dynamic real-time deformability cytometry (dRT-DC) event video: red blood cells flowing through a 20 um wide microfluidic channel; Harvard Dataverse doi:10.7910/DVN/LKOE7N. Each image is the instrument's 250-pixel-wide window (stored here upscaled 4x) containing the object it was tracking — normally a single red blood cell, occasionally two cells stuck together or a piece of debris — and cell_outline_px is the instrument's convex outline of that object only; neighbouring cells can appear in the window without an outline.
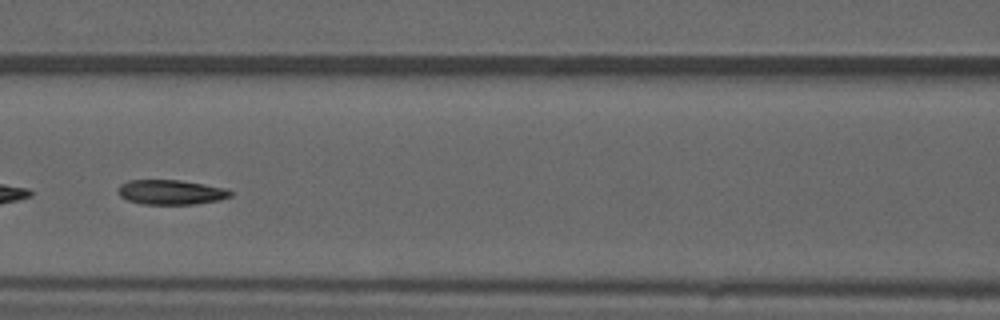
{"species": "common noctule bat (a hibernating species)", "species_latin": "Nyctalus noctula", "temperature_condition": "warm", "stored_images_in_passage": 40, "camera_frame_rate_fps": 3000, "um_per_image_px": 0.085, "animal": {"sex": "male", "forearm_length_mm": 52.5}, "frame": {"image": 1, "passage_image": 23, "time_ms": 7.333, "image_size_px": [1000, 320], "cell_outline_px": [[232, 196], [220, 200], [196, 204], [140, 204], [128, 200], [120, 196], [116, 192], [120, 184], [128, 180], [180, 180], [228, 188], [232, 192]], "centroid_in_image_um": [14.53, 16.33], "position_along_channel_um": 152.1, "area_um2": 16.42}}